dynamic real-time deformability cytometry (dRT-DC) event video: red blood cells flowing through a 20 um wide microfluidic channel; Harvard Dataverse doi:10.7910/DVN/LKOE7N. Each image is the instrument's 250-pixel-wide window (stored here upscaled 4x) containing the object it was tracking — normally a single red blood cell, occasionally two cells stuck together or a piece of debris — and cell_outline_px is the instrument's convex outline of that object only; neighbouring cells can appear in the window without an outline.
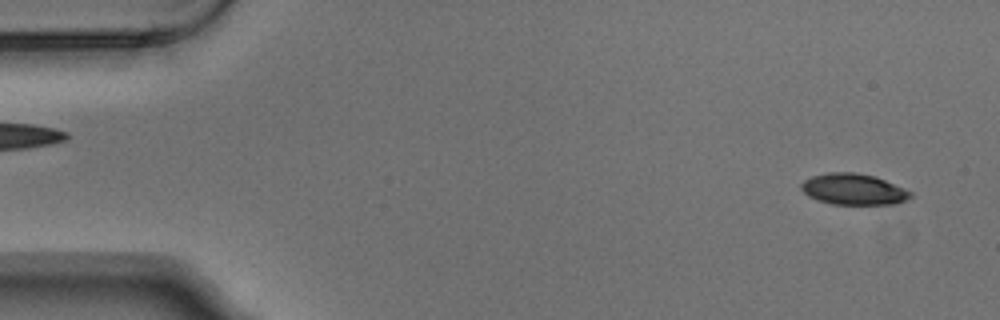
{"species": "Egyptian fruit bat (a non-hibernating species)", "species_latin": "Rousettus aegyptiacus", "temperature_condition": "warm", "stored_images_in_passage": 5, "segment_of_instrument_passage": [2, 2], "camera_frame_rate_fps": 3000, "um_per_image_px": 0.085, "animal": {"sex": "male"}, "frame": {"image": 1, "passage_image": 5, "time_ms": 1.333, "image_size_px": [1000, 320], "cell_outline_px": [[912, 196], [896, 204], [832, 204], [816, 200], [808, 196], [800, 188], [800, 184], [804, 180], [812, 176], [828, 172], [856, 172], [876, 176], [904, 188], [912, 192]], "centroid_in_image_um": [72.53, 16.08], "position_along_channel_um": 12.5, "area_um2": 19.94}}